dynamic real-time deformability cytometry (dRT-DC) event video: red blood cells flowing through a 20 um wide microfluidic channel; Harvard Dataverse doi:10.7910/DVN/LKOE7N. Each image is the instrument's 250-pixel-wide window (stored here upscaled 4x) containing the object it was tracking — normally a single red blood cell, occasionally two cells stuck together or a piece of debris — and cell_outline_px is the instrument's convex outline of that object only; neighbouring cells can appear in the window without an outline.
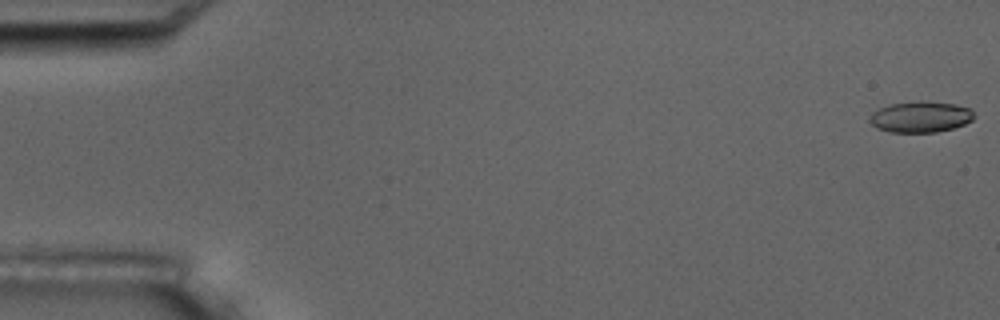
{"species": "common noctule bat (a hibernating species)", "species_latin": "Nyctalus noctula", "temperature_condition": "room temperature", "stored_images_in_passage": 7, "camera_frame_rate_fps": 3000, "um_per_image_px": 0.085, "animal": {"sex": "male", "body_mass_g": 17.5, "forearm_length_mm": 52.3}, "frame": {"image": 1, "passage_image": 1, "time_ms": 0.0, "image_size_px": [1000, 320], "cell_outline_px": [[972, 120], [964, 124], [952, 128], [936, 132], [888, 132], [876, 128], [868, 120], [872, 112], [880, 108], [892, 104], [916, 100], [920, 100], [956, 104], [972, 108]], "centroid_in_image_um": [78.22, 9.92], "position_along_channel_um": 6.8, "area_um2": 18.96}}
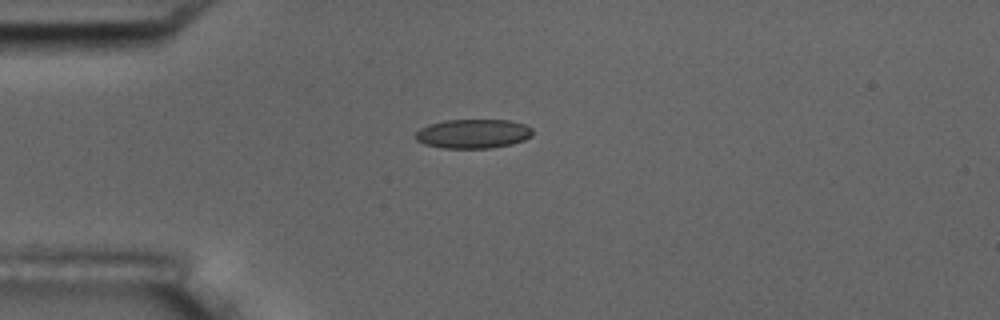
{"frame": {"image": 2, "passage_image": 5, "time_ms": 4.667, "image_size_px": [1000, 320], "cell_outline_px": [[532, 136], [524, 140], [512, 144], [492, 148], [444, 148], [424, 144], [416, 140], [412, 136], [420, 128], [428, 124], [444, 120], [508, 120], [524, 124], [532, 128]], "centroid_in_image_um": [40.18, 11.37], "position_along_channel_um": 44.8, "area_um2": 20.11}}